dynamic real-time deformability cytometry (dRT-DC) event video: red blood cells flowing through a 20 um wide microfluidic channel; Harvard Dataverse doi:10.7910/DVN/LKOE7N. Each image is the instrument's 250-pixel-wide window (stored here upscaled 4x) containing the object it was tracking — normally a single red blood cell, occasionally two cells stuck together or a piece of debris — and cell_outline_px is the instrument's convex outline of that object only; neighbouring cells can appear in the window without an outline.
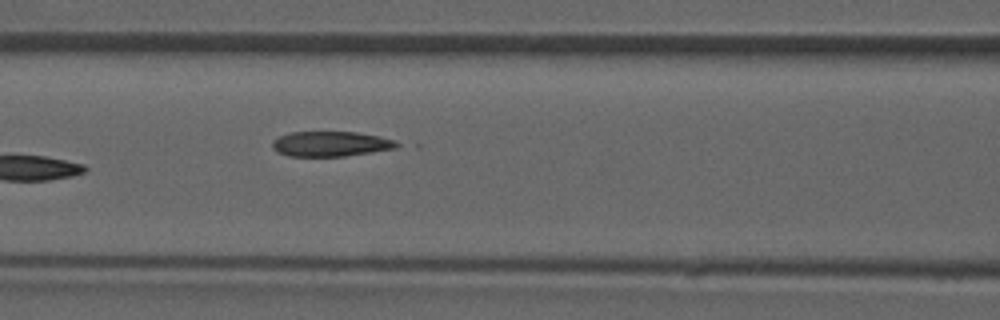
{"species": "common noctule bat (a hibernating species)", "species_latin": "Nyctalus noctula", "temperature_condition": "room temperature", "stored_images_in_passage": 6, "camera_frame_rate_fps": 3000, "um_per_image_px": 0.085, "animal": {"sex": "male", "forearm_length_mm": 52.5}, "frame": {"image": 1, "passage_image": 6, "time_ms": 6.667, "image_size_px": [1000, 320], "cell_outline_px": [[404, 144], [396, 148], [344, 156], [288, 156], [276, 152], [272, 148], [272, 140], [280, 136], [292, 132], [356, 132], [380, 136], [396, 140]], "centroid_in_image_um": [28.14, 12.23], "position_along_channel_um": 138.5, "area_um2": 18.32}}